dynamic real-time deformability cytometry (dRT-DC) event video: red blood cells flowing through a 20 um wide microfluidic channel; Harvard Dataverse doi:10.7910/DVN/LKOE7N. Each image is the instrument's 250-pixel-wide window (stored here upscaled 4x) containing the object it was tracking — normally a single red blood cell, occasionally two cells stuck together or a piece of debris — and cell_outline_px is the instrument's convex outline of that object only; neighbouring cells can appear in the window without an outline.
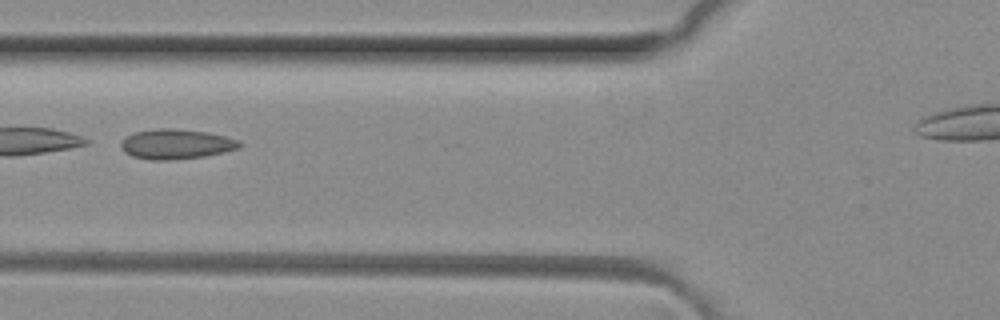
{"species": "common noctule bat (a hibernating species)", "species_latin": "Nyctalus noctula", "temperature_condition": "room temperature", "stored_images_in_passage": 6, "camera_frame_rate_fps": 3000, "um_per_image_px": 0.085, "animal": {"sex": "female", "body_mass_g": 29.2, "forearm_length_mm": 56.3}, "frame": {"image": 1, "passage_image": 5, "time_ms": 1.333, "image_size_px": [1000, 320], "cell_outline_px": [[240, 148], [224, 152], [204, 156], [168, 160], [152, 160], [132, 156], [124, 152], [120, 148], [120, 144], [132, 132], [156, 128], [172, 128], [208, 132], [240, 140]], "centroid_in_image_um": [14.96, 12.24], "position_along_channel_um": 110.8, "area_um2": 20.69}}
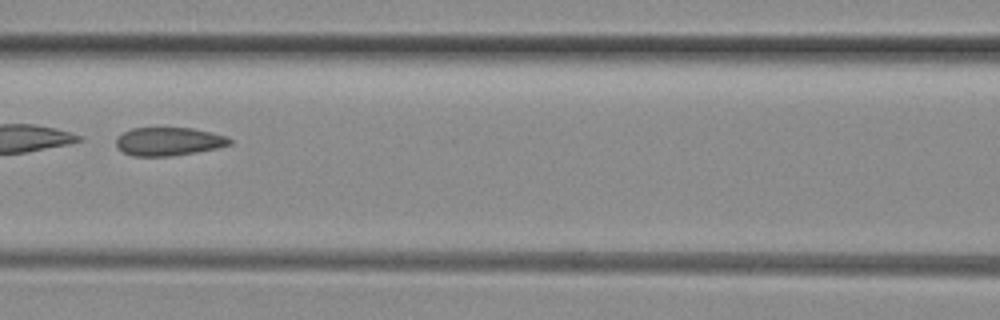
{"frame": {"image": 2, "passage_image": 6, "time_ms": 1.667, "image_size_px": [1000, 320], "cell_outline_px": [[232, 144], [216, 148], [196, 152], [168, 156], [132, 156], [124, 152], [116, 144], [116, 140], [124, 132], [132, 128], [192, 128], [212, 132], [224, 136], [232, 140]], "centroid_in_image_um": [14.36, 12.02], "position_along_channel_um": 152.2, "area_um2": 18.5}}